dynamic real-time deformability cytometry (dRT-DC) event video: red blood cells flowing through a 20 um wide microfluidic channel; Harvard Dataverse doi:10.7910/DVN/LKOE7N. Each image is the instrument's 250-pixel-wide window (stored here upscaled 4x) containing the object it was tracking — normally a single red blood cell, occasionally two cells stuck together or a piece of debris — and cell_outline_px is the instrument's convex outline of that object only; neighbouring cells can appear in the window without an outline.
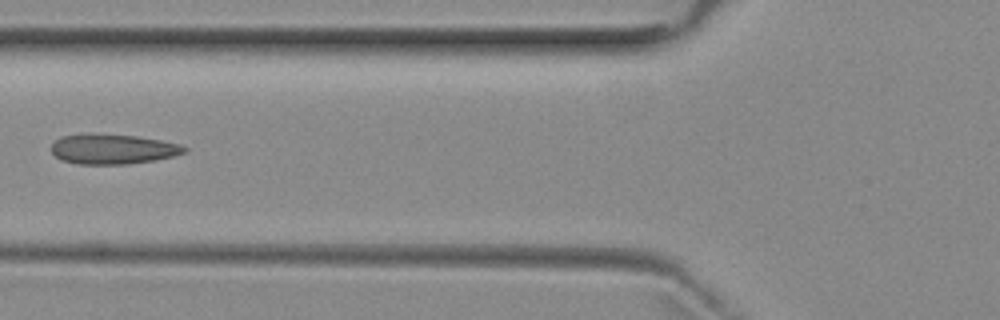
{"species": "common noctule bat (a hibernating species)", "species_latin": "Nyctalus noctula", "temperature_condition": "room temperature", "stored_images_in_passage": 6, "camera_frame_rate_fps": 3000, "um_per_image_px": 0.085, "animal": {"sex": "female", "body_mass_g": 29.2, "forearm_length_mm": 56.3}, "frame": {"image": 1, "passage_image": 5, "time_ms": 4.667, "image_size_px": [1000, 320], "cell_outline_px": [[188, 152], [156, 160], [128, 164], [76, 164], [60, 160], [52, 152], [52, 144], [56, 140], [64, 136], [136, 136], [160, 140], [180, 144], [188, 148]], "centroid_in_image_um": [9.66, 12.72], "position_along_channel_um": 116.1, "area_um2": 22.48}}
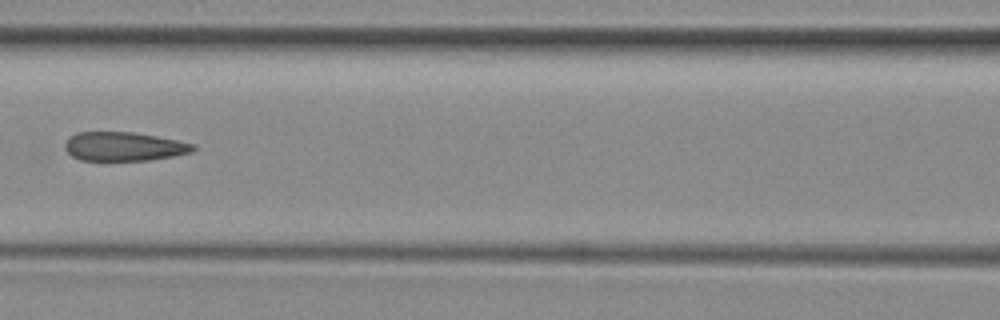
{"frame": {"image": 2, "passage_image": 6, "time_ms": 5.667, "image_size_px": [1000, 320], "cell_outline_px": [[196, 148], [192, 152], [172, 156], [148, 160], [80, 160], [72, 156], [64, 148], [64, 144], [76, 132], [132, 132], [156, 136], [196, 144]], "centroid_in_image_um": [10.54, 12.45], "position_along_channel_um": 156.1, "area_um2": 21.44}}